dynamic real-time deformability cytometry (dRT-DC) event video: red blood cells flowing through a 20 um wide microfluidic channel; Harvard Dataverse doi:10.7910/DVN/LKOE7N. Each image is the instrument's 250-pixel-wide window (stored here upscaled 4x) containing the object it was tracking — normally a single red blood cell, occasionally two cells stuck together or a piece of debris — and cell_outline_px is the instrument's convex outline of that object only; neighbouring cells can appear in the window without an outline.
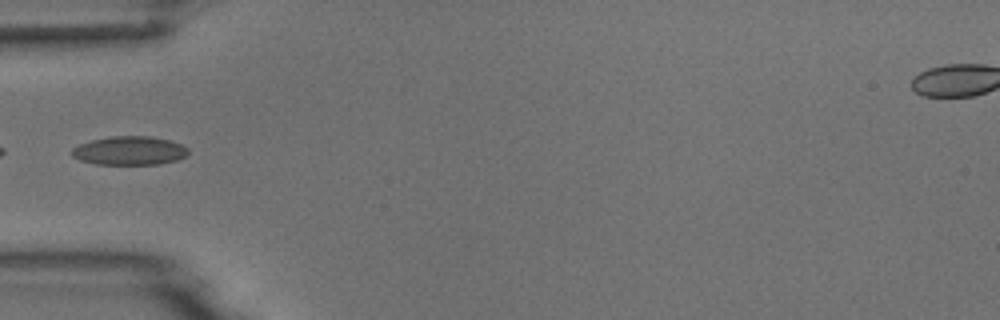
{"species": "common noctule bat (a hibernating species)", "species_latin": "Nyctalus noctula", "temperature_condition": "room temperature", "stored_images_in_passage": 6, "camera_frame_rate_fps": 3000, "um_per_image_px": 0.085, "animal": {"sex": "male", "body_mass_g": 18.8}, "frame": {"image": 1, "passage_image": 6, "time_ms": 5.667, "image_size_px": [1000, 320], "cell_outline_px": [[188, 152], [184, 156], [176, 160], [160, 164], [96, 164], [80, 160], [72, 156], [72, 148], [80, 144], [92, 140], [112, 136], [148, 136], [168, 140], [180, 144], [188, 148]], "centroid_in_image_um": [10.99, 12.81], "position_along_channel_um": 74.0, "area_um2": 19.25}}